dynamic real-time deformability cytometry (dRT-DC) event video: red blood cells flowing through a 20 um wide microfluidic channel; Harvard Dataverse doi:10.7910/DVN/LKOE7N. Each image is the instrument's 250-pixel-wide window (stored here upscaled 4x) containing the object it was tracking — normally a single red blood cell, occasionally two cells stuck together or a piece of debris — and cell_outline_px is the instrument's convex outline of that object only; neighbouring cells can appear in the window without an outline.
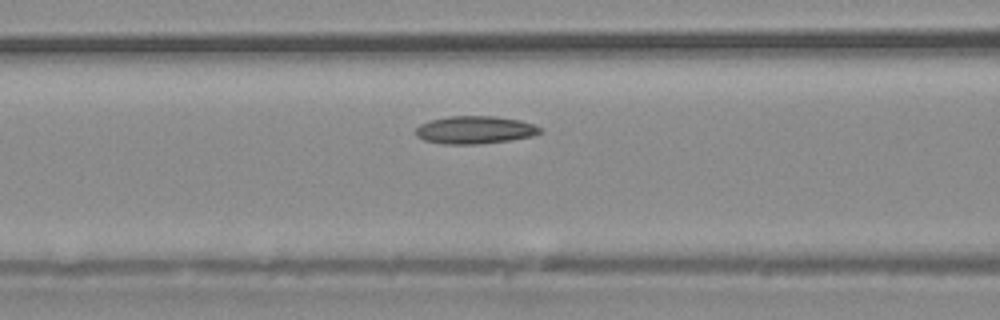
{"species": "common noctule bat (a hibernating species)", "species_latin": "Nyctalus noctula", "temperature_condition": "warm", "stored_images_in_passage": 15, "camera_frame_rate_fps": 3000, "um_per_image_px": 0.085, "animal": {"sex": "male", "body_mass_g": 20.4}, "frame": {"image": 1, "passage_image": 9, "time_ms": 2.667, "image_size_px": [1000, 320], "cell_outline_px": [[544, 132], [532, 136], [508, 140], [476, 144], [444, 144], [424, 140], [416, 136], [416, 128], [420, 124], [432, 120], [448, 116], [496, 116], [520, 120], [536, 124]], "centroid_in_image_um": [40.39, 11.03], "position_along_channel_um": 126.2, "area_um2": 20.11}}